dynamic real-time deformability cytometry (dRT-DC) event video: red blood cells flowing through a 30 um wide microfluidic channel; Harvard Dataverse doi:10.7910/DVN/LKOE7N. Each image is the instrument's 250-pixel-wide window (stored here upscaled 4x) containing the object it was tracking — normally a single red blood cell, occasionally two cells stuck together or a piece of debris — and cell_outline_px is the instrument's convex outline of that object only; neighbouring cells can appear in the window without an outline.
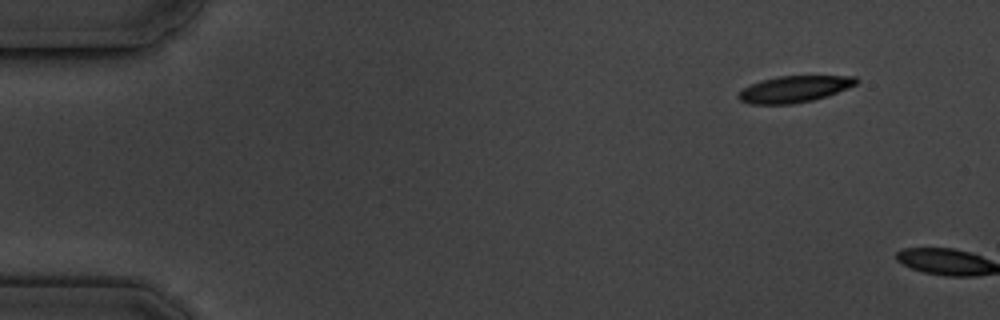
{"species": "common noctule bat (a hibernating species)", "species_latin": "Nyctalus noctula", "temperature_condition": "cold", "stored_images_in_passage": 2, "camera_frame_rate_fps": 3000, "um_per_image_px": 0.085, "animal": {"sex": "male", "body_mass_g": 19.5, "forearm_length_mm": 54.6}, "frame": {"image": 1, "passage_image": 1, "time_ms": 0.0, "image_size_px": [1000, 320], "cell_outline_px": [[860, 80], [856, 84], [828, 96], [812, 100], [792, 104], [748, 104], [740, 100], [736, 96], [744, 88], [760, 80], [780, 76], [856, 76]], "centroid_in_image_um": [67.52, 7.57], "position_along_channel_um": 17.5, "area_um2": 18.15}}